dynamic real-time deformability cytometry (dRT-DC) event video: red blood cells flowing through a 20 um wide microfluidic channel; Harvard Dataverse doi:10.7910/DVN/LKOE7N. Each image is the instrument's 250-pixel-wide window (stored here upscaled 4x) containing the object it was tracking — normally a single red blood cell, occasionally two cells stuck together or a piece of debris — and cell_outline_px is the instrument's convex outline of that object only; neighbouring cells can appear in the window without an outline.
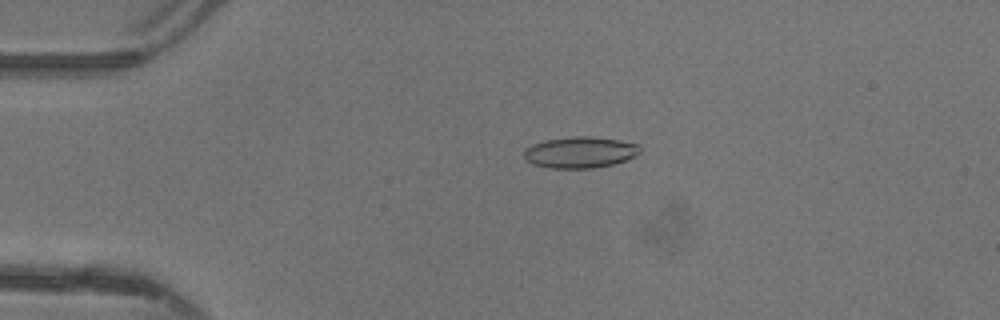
{"species": "common noctule bat (a hibernating species)", "species_latin": "Nyctalus noctula", "temperature_condition": "warm", "stored_images_in_passage": 41, "camera_frame_rate_fps": 3000, "um_per_image_px": 0.085, "animal": {"sex": "female"}, "frame": {"image": 1, "passage_image": 4, "time_ms": 1.0, "image_size_px": [1000, 320], "cell_outline_px": [[640, 152], [636, 156], [612, 164], [592, 168], [552, 168], [532, 164], [524, 156], [524, 152], [532, 144], [544, 140], [576, 136], [588, 136], [620, 140], [640, 144]], "centroid_in_image_um": [49.33, 12.94], "position_along_channel_um": 35.7, "area_um2": 20.98}}
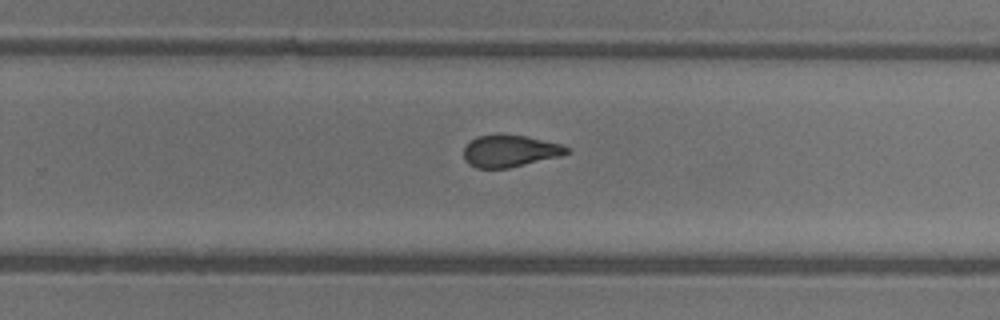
{"frame": {"image": 2, "passage_image": 24, "time_ms": 7.667, "image_size_px": [1000, 320], "cell_outline_px": [[568, 152], [560, 156], [508, 168], [476, 168], [468, 164], [464, 160], [464, 148], [476, 136], [500, 132], [524, 136], [560, 144], [568, 148]], "centroid_in_image_um": [43.27, 12.81], "position_along_channel_um": 286.5, "area_um2": 19.25}}
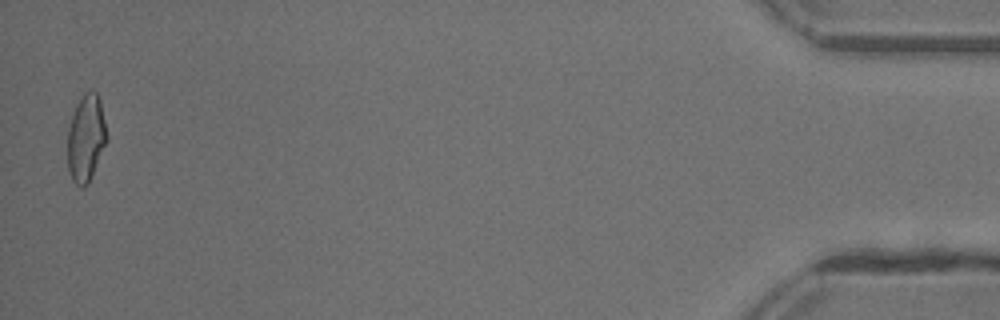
{"frame": {"image": 3, "passage_image": 40, "time_ms": 13.0, "image_size_px": [1000, 320], "cell_outline_px": [[108, 140], [88, 184], [84, 188], [80, 188], [72, 180], [68, 168], [68, 128], [76, 104], [84, 92], [92, 88], [96, 92], [100, 100], [108, 136]], "centroid_in_image_um": [7.32, 11.73], "position_along_channel_um": 427.9, "area_um2": 20.11}, "authors_computed_cell_mechanics": {"area_um2": 19.9988, "velocity_mm_per_s": 4.4156, "shape_relaxation_time_tau1_ms": 8.9442, "shape_relaxation_time_tau2_ms": 1.4829, "deformation_change_tau1": 0.2391, "deformation_change_tau2": 0.0839}}